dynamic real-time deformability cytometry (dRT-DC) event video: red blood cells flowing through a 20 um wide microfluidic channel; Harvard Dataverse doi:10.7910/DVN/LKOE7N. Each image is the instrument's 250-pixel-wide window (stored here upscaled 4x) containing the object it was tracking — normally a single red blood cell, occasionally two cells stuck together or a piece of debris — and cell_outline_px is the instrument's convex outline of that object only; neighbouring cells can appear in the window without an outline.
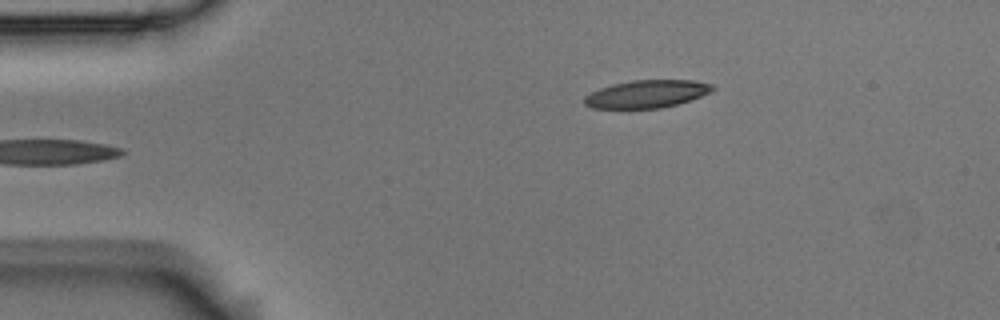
{"species": "Egyptian fruit bat (a non-hibernating species)", "species_latin": "Rousettus aegyptiacus", "temperature_condition": "room temperature", "stored_images_in_passage": 3, "camera_frame_rate_fps": 3000, "um_per_image_px": 0.085, "animal": {"sex": "male"}, "frame": {"image": 1, "passage_image": 3, "time_ms": 0.667, "image_size_px": [1000, 320], "cell_outline_px": [[716, 88], [700, 96], [676, 104], [660, 108], [592, 108], [584, 104], [584, 96], [600, 88], [612, 84], [632, 80], [696, 80], [712, 84]], "centroid_in_image_um": [54.95, 7.97], "position_along_channel_um": 30.0, "area_um2": 20.52}}